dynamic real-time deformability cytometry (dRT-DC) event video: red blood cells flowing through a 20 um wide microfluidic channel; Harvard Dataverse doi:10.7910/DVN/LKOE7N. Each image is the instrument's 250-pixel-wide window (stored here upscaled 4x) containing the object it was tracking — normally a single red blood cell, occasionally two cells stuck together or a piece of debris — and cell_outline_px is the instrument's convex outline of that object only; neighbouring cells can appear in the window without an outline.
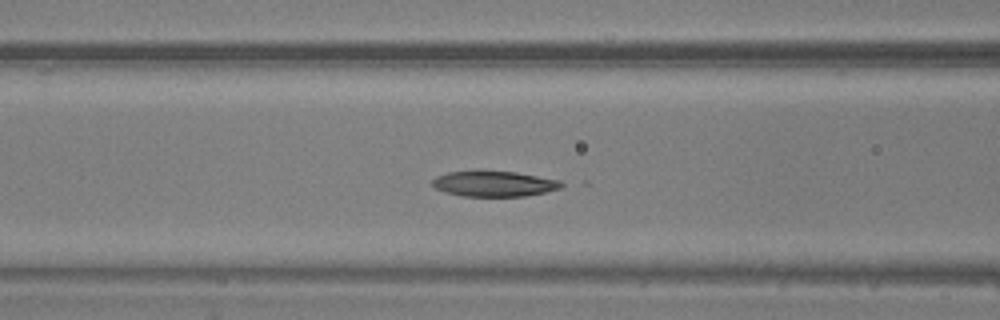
{"species": "common noctule bat (a hibernating species)", "species_latin": "Nyctalus noctula", "temperature_condition": "warm", "stored_images_in_passage": 35, "camera_frame_rate_fps": 3000, "um_per_image_px": 0.085, "animal": {"sex": "male", "body_mass_g": 20.5, "forearm_length_mm": 52.5}, "frame": {"image": 1, "passage_image": 6, "time_ms": 1.667, "image_size_px": [1000, 320], "cell_outline_px": [[568, 184], [560, 188], [544, 192], [524, 196], [460, 196], [444, 192], [436, 188], [432, 184], [432, 180], [436, 176], [448, 172], [476, 168], [516, 172], [560, 180]], "centroid_in_image_um": [41.97, 15.58], "position_along_channel_um": 124.6, "area_um2": 19.94}}
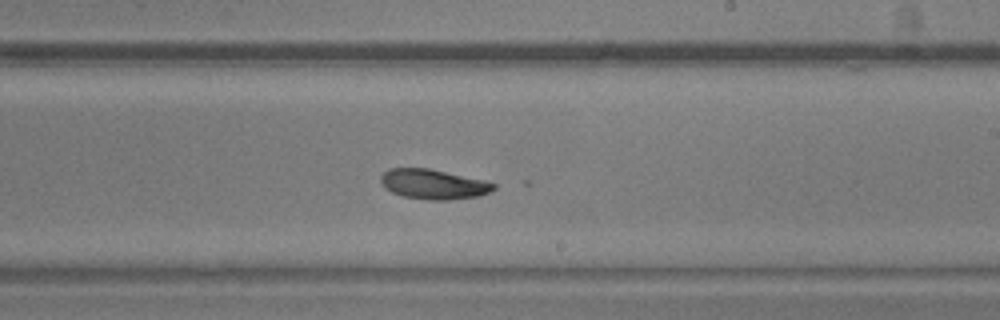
{"frame": {"image": 2, "passage_image": 15, "time_ms": 4.667, "image_size_px": [1000, 320], "cell_outline_px": [[496, 188], [492, 192], [480, 196], [448, 200], [428, 200], [404, 196], [392, 192], [380, 180], [380, 176], [388, 168], [428, 168], [484, 180], [496, 184]], "centroid_in_image_um": [36.89, 15.66], "position_along_channel_um": 252.1, "area_um2": 19.59}}
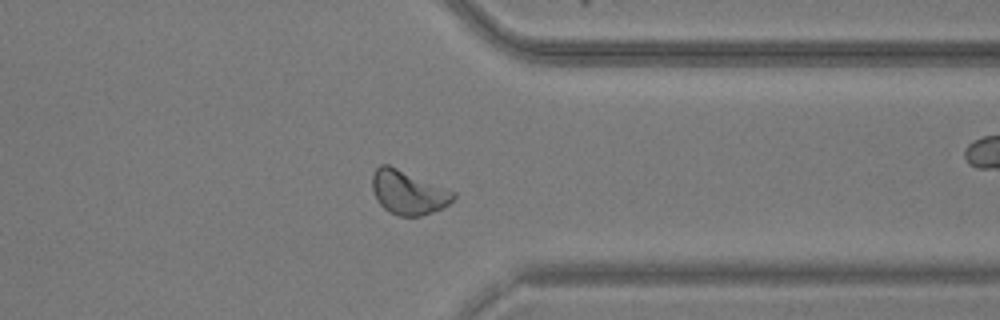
{"frame": {"image": 3, "passage_image": 24, "time_ms": 7.667, "image_size_px": [1000, 320], "cell_outline_px": [[456, 196], [448, 204], [432, 212], [420, 216], [400, 216], [388, 212], [376, 200], [372, 188], [372, 172], [380, 164], [388, 164], [456, 192]], "centroid_in_image_um": [34.66, 16.35], "position_along_channel_um": 376.7, "area_um2": 20.75}}